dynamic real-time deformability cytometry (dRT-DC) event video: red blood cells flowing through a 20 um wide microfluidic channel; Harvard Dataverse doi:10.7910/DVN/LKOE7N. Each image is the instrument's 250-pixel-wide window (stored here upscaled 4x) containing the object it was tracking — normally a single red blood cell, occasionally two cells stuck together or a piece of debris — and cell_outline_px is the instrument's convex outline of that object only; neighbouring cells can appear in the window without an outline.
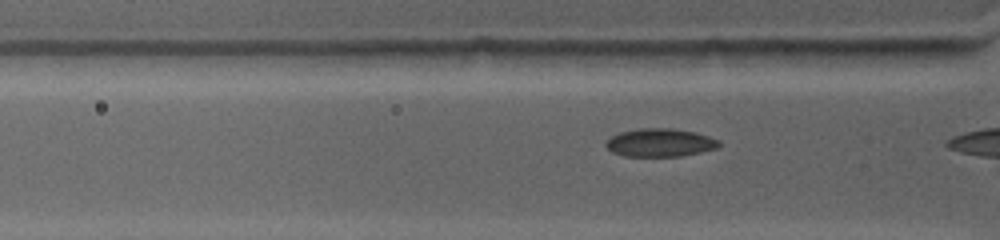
{"species": "common noctule bat (a hibernating species)", "species_latin": "Nyctalus noctula", "temperature_condition": "warm", "stored_images_in_passage": 11, "camera_frame_rate_fps": 4500, "um_per_image_px": 0.085, "animal": {"sex": "female", "body_mass_g": 19.0, "forearm_length_mm": 53.3}, "frame": {"image": 1, "passage_image": 10, "time_ms": 2.444, "image_size_px": [1000, 240], "cell_outline_px": [[720, 144], [716, 148], [700, 152], [680, 156], [624, 156], [612, 152], [604, 144], [612, 136], [620, 132], [636, 128], [672, 128], [696, 132], [720, 140]], "centroid_in_image_um": [56.1, 12.11], "position_along_channel_um": 69.7, "area_um2": 18.55}}